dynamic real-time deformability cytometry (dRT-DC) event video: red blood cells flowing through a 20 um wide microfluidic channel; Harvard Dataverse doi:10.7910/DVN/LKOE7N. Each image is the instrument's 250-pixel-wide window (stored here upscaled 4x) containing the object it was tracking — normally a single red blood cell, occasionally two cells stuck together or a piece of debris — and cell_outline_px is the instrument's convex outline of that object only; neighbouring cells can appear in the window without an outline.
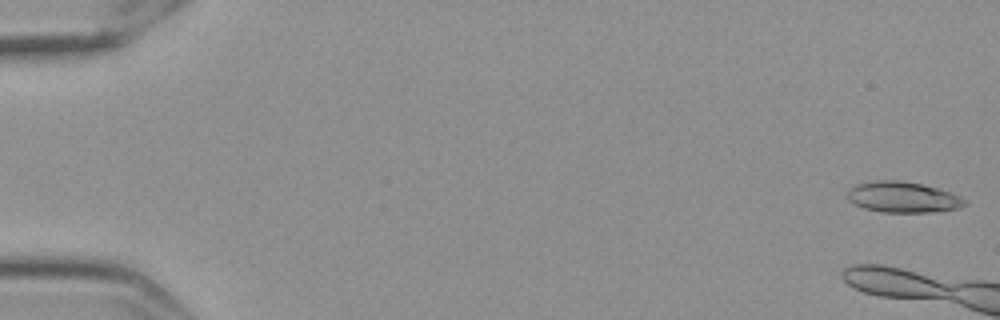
{"species": "Egyptian fruit bat (a non-hibernating species)", "species_latin": "Rousettus aegyptiacus", "temperature_condition": "cold", "stored_images_in_passage": 10, "camera_frame_rate_fps": 3000, "um_per_image_px": 0.085, "frame": {"image": 1, "passage_image": 1, "time_ms": 0.0, "image_size_px": [1000, 320], "cell_outline_px": [[968, 200], [964, 204], [956, 208], [928, 212], [884, 212], [864, 208], [848, 200], [848, 188], [856, 184], [876, 180], [900, 180], [924, 184], [940, 188], [952, 192]], "centroid_in_image_um": [76.74, 16.73], "position_along_channel_um": 8.3, "area_um2": 21.1}}